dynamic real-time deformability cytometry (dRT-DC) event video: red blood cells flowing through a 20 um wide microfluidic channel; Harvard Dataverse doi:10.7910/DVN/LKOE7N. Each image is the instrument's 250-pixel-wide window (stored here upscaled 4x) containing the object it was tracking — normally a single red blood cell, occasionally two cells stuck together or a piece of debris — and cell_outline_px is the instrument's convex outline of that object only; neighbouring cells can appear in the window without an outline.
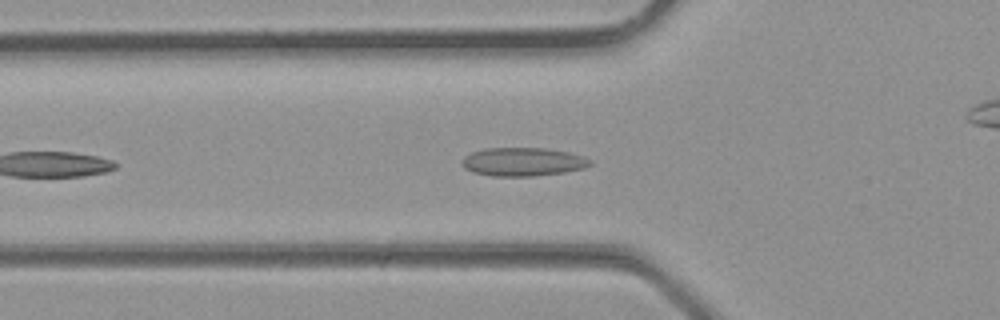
{"species": "common noctule bat (a hibernating species)", "species_latin": "Nyctalus noctula", "temperature_condition": "room temperature", "stored_images_in_passage": 11, "camera_frame_rate_fps": 3000, "um_per_image_px": 0.085, "animal": {"sex": "male", "body_mass_g": 23.1, "forearm_length_mm": 52.7}, "frame": {"image": 1, "passage_image": 4, "time_ms": 1.0, "image_size_px": [1000, 320], "cell_outline_px": [[592, 164], [584, 168], [564, 172], [536, 176], [492, 176], [472, 172], [464, 168], [464, 156], [472, 152], [484, 148], [544, 148], [568, 152], [584, 156], [592, 160]], "centroid_in_image_um": [44.48, 13.75], "position_along_channel_um": 81.3, "area_um2": 21.27}}
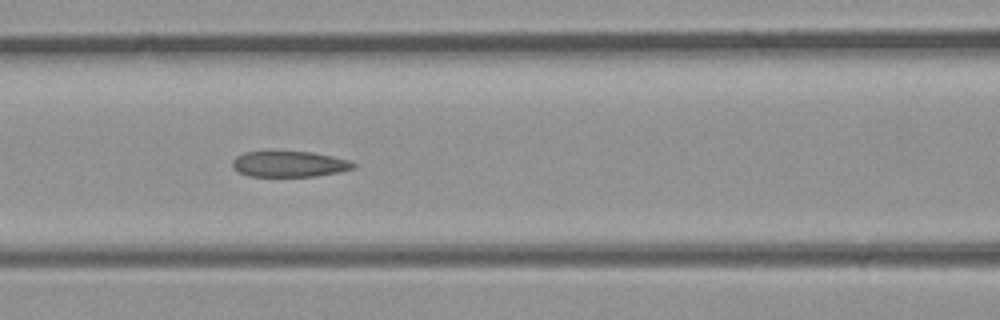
{"frame": {"image": 2, "passage_image": 7, "time_ms": 2.0, "image_size_px": [1000, 320], "cell_outline_px": [[356, 168], [340, 172], [316, 176], [248, 176], [232, 168], [232, 160], [236, 156], [244, 152], [312, 152], [352, 160], [356, 164]], "centroid_in_image_um": [24.63, 13.95], "position_along_channel_um": 142.0, "area_um2": 18.26}}